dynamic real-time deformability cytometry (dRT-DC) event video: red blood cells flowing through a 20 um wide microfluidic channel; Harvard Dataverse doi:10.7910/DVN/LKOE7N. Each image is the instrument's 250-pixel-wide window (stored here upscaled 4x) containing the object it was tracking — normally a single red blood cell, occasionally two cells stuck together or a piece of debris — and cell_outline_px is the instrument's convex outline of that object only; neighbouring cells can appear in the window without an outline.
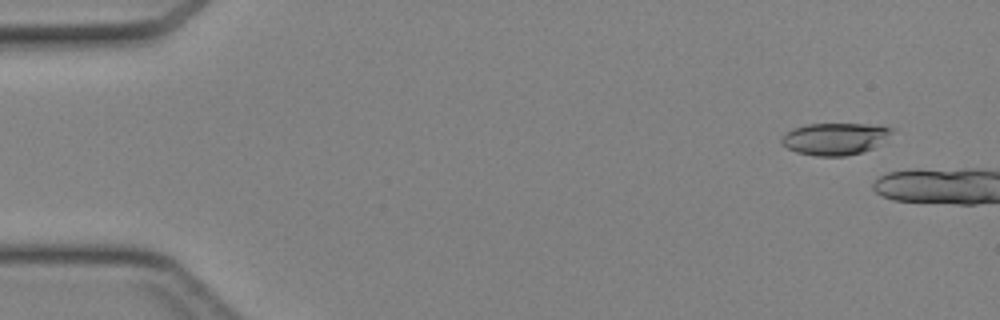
{"species": "Egyptian fruit bat (a non-hibernating species)", "species_latin": "Rousettus aegyptiacus", "temperature_condition": "cold", "stored_images_in_passage": 8, "camera_frame_rate_fps": 3000, "um_per_image_px": 0.085, "animal": {"sex": "female"}, "frame": {"image": 1, "passage_image": 4, "time_ms": 1.0, "image_size_px": [1000, 320], "cell_outline_px": [[892, 132], [872, 148], [860, 152], [844, 156], [816, 156], [796, 152], [788, 148], [780, 140], [792, 128], [804, 124], [864, 124], [892, 128]], "centroid_in_image_um": [70.9, 11.79], "position_along_channel_um": 14.1, "area_um2": 20.06}}